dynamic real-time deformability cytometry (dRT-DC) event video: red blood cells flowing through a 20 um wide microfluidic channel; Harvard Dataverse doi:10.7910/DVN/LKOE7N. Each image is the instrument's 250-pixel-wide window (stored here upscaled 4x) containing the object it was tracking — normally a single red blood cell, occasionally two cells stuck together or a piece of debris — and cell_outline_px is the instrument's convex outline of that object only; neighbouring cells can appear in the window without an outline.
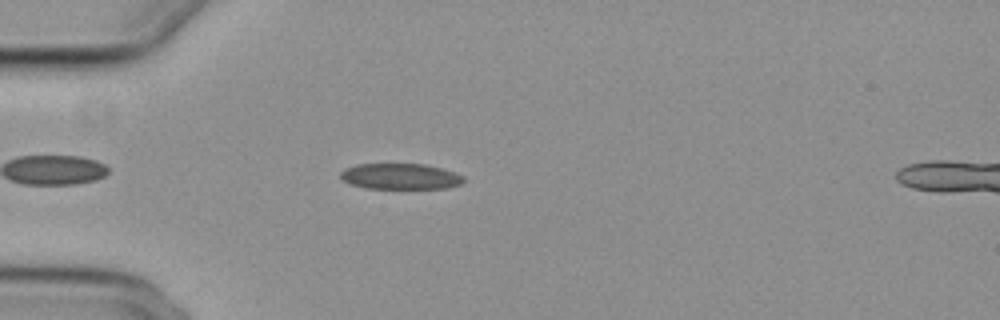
{"species": "common noctule bat (a hibernating species)", "species_latin": "Nyctalus noctula", "temperature_condition": "cold", "stored_images_in_passage": 7, "camera_frame_rate_fps": 3000, "um_per_image_px": 0.085, "animal": {"sex": "female", "body_mass_g": 29.2, "forearm_length_mm": 56.3}, "frame": {"image": 1, "passage_image": 2, "time_ms": 0.333, "image_size_px": [1000, 320], "cell_outline_px": [[464, 180], [460, 184], [444, 188], [364, 188], [352, 184], [344, 180], [340, 176], [340, 172], [344, 168], [356, 164], [424, 164], [444, 168], [456, 172], [464, 176]], "centroid_in_image_um": [34.04, 14.98], "position_along_channel_um": 51.0, "area_um2": 18.55}}